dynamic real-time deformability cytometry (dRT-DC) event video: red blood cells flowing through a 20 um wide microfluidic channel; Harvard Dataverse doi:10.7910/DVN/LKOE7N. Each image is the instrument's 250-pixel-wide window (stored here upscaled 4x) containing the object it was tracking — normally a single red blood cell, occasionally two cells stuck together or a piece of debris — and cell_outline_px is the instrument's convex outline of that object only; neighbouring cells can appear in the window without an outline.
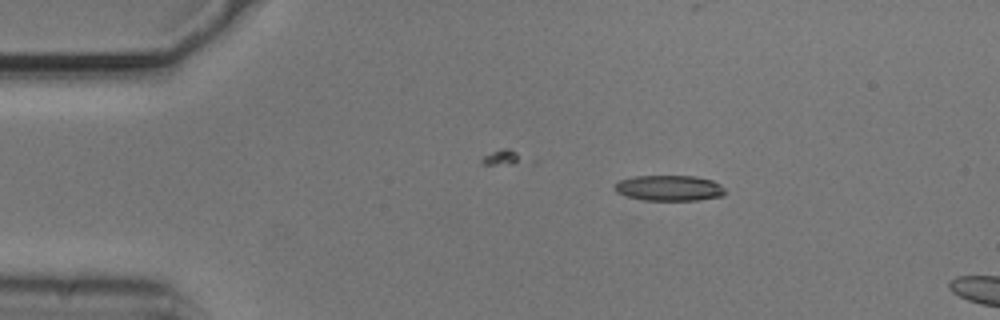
{"species": "common noctule bat (a hibernating species)", "species_latin": "Nyctalus noctula", "temperature_condition": "cold", "stored_images_in_passage": 7, "camera_frame_rate_fps": 3000, "um_per_image_px": 0.085, "animal": {"sex": "male", "body_mass_g": 20.5, "forearm_length_mm": 52.5}, "frame": {"image": 1, "passage_image": 3, "time_ms": 0.667, "image_size_px": [1000, 320], "cell_outline_px": [[724, 196], [696, 200], [644, 200], [628, 196], [616, 192], [612, 188], [620, 180], [632, 176], [696, 176], [712, 180], [720, 184], [724, 188]], "centroid_in_image_um": [56.88, 15.98], "position_along_channel_um": 28.1, "area_um2": 16.47}}